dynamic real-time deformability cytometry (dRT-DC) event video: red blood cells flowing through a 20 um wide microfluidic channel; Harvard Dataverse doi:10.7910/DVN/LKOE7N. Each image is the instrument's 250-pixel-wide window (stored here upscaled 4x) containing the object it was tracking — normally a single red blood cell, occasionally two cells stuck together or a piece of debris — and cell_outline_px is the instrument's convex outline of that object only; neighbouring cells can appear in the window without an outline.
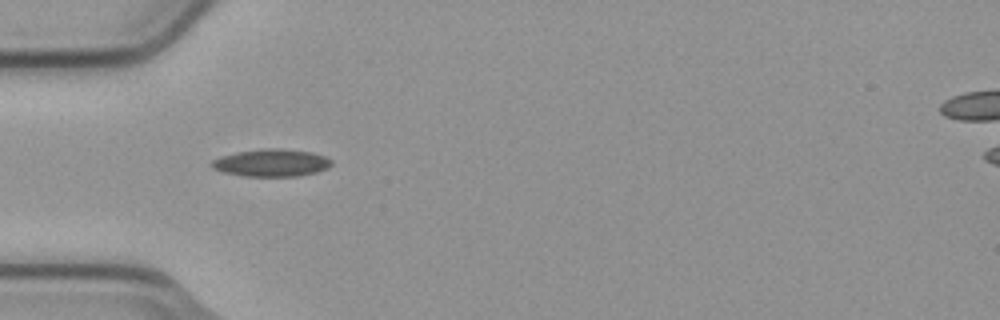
{"species": "common noctule bat (a hibernating species)", "species_latin": "Nyctalus noctula", "temperature_condition": "cold", "stored_images_in_passage": 1, "camera_frame_rate_fps": 3000, "um_per_image_px": 0.085, "animal": {"sex": "male", "body_mass_g": 23.1, "forearm_length_mm": 52.7}, "frame": {"image": 1, "passage_image": 1, "time_ms": 0.0, "image_size_px": [1000, 320], "cell_outline_px": [[332, 164], [328, 168], [316, 172], [296, 176], [244, 176], [224, 172], [212, 168], [208, 164], [212, 160], [220, 156], [240, 152], [264, 148], [280, 148], [312, 152], [324, 156], [332, 160]], "centroid_in_image_um": [23.06, 13.84], "position_along_channel_um": 61.9, "area_um2": 19.13}}